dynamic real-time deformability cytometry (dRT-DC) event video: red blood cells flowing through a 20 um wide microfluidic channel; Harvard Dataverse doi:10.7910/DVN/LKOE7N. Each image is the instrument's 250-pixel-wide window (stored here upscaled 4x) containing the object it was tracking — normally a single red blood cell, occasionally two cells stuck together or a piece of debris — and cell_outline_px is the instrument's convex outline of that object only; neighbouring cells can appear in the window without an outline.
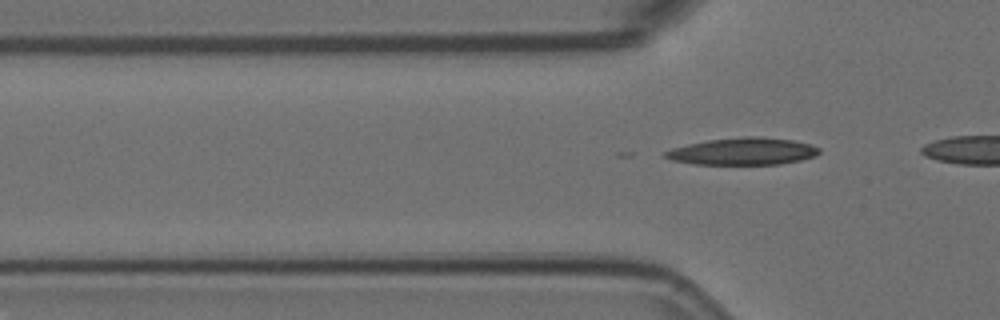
{"species": "Egyptian fruit bat (a non-hibernating species)", "species_latin": "Rousettus aegyptiacus", "temperature_condition": "room temperature", "stored_images_in_passage": 5, "camera_frame_rate_fps": 3000, "um_per_image_px": 0.085, "animal": {"sex": "female"}, "frame": {"image": 1, "passage_image": 5, "time_ms": 1.333, "image_size_px": [1000, 320], "cell_outline_px": [[820, 152], [816, 156], [800, 160], [780, 164], [692, 164], [672, 160], [664, 156], [664, 152], [672, 148], [688, 144], [708, 140], [744, 136], [760, 136], [792, 140], [812, 144], [820, 148]], "centroid_in_image_um": [63.17, 12.86], "position_along_channel_um": 62.6, "area_um2": 24.39}}